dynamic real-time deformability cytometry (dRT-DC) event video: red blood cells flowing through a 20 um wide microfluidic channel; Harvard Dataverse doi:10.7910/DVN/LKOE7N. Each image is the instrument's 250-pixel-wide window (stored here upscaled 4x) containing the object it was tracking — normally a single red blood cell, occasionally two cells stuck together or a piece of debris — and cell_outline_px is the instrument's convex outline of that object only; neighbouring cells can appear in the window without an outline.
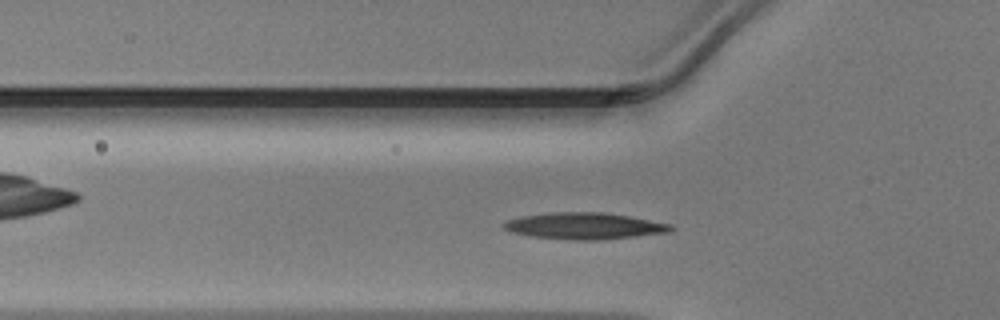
{"species": "Egyptian fruit bat (a non-hibernating species)", "species_latin": "Rousettus aegyptiacus", "temperature_condition": "warm", "stored_images_in_passage": 40, "camera_frame_rate_fps": 3000, "um_per_image_px": 0.085, "animal": {"sex": "male"}, "frame": {"image": 1, "passage_image": 12, "time_ms": 3.667, "image_size_px": [1000, 320], "cell_outline_px": [[676, 228], [668, 232], [636, 236], [600, 240], [572, 240], [528, 236], [512, 232], [504, 228], [500, 224], [504, 220], [520, 216], [552, 212], [604, 212], [628, 216], [672, 224]], "centroid_in_image_um": [49.62, 19.2], "position_along_channel_um": 76.2, "area_um2": 26.07}}
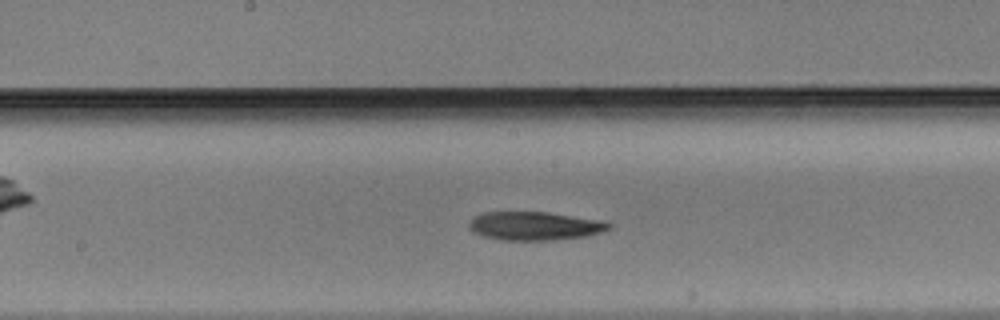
{"frame": {"image": 2, "passage_image": 21, "time_ms": 6.667, "image_size_px": [1000, 320], "cell_outline_px": [[612, 228], [588, 236], [552, 240], [504, 240], [484, 236], [476, 232], [468, 224], [476, 216], [484, 212], [548, 212], [608, 220], [612, 224]], "centroid_in_image_um": [45.58, 19.19], "position_along_channel_um": 202.6, "area_um2": 23.29}}
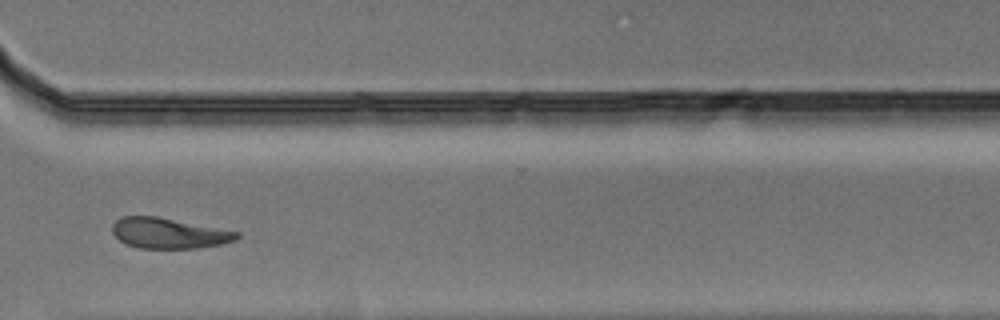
{"frame": {"image": 3, "passage_image": 32, "time_ms": 10.333, "image_size_px": [1000, 320], "cell_outline_px": [[240, 236], [236, 240], [220, 244], [200, 248], [136, 248], [124, 244], [112, 232], [112, 224], [116, 220], [124, 216], [156, 216], [240, 232]], "centroid_in_image_um": [14.33, 19.83], "position_along_channel_um": 356.3, "area_um2": 22.14}}